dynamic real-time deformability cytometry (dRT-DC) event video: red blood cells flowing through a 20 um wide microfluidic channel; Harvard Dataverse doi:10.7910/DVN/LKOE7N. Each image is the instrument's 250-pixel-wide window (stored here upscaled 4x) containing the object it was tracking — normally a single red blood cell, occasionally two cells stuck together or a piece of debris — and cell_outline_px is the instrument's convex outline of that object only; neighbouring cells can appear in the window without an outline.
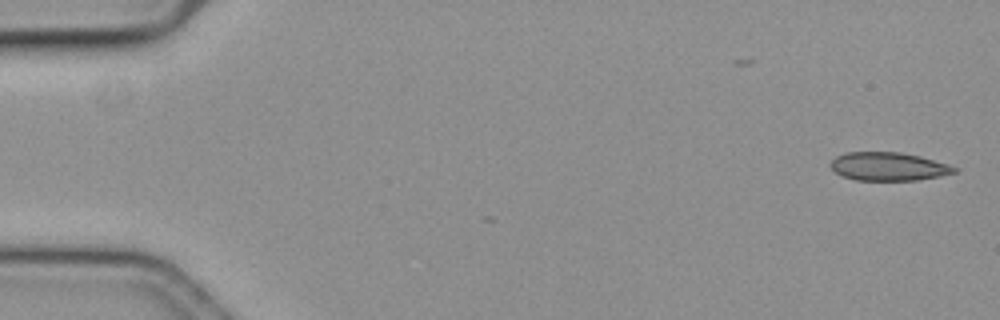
{"species": "common noctule bat (a hibernating species)", "species_latin": "Nyctalus noctula", "temperature_condition": "cold", "stored_images_in_passage": 9, "camera_frame_rate_fps": 3000, "um_per_image_px": 0.085, "animal": {"sex": "female", "body_mass_g": 19.3, "forearm_length_mm": 54.1}, "frame": {"image": 1, "passage_image": 1, "time_ms": 0.0, "image_size_px": [1000, 320], "cell_outline_px": [[960, 168], [956, 172], [940, 176], [916, 180], [856, 180], [844, 176], [836, 172], [828, 164], [836, 156], [844, 152], [900, 152], [920, 156], [948, 164]], "centroid_in_image_um": [75.53, 14.14], "position_along_channel_um": 9.5, "area_um2": 20.46}}